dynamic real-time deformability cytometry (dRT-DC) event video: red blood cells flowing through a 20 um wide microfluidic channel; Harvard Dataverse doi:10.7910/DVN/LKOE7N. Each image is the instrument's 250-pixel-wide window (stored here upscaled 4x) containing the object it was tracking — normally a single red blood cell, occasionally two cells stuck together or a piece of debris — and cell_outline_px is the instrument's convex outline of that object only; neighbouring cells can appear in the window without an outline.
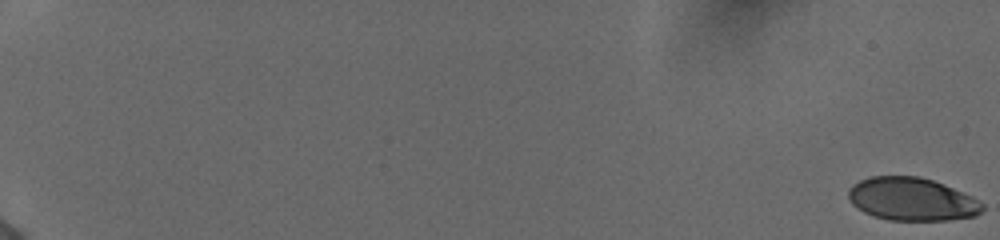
{"species": "human", "species_latin": "Homo sapiens", "temperature_condition": "cold", "stored_images_in_passage": 44, "camera_frame_rate_fps": 3000, "um_per_image_px": 0.085, "donor": {"sex": "female"}, "frame": {"image": 1, "passage_image": 1, "time_ms": 0.0, "image_size_px": [1000, 240], "cell_outline_px": [[984, 208], [976, 216], [948, 220], [888, 220], [872, 216], [856, 208], [848, 200], [848, 188], [852, 184], [868, 176], [920, 176], [944, 184], [972, 196], [984, 204]], "centroid_in_image_um": [77.47, 16.93], "position_along_channel_um": 7.5, "area_um2": 33.93}}
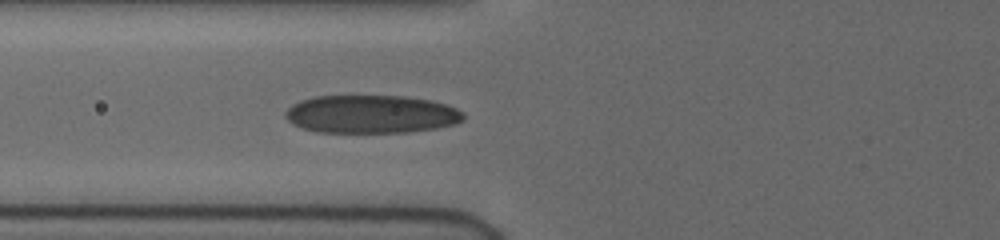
{"frame": {"image": 2, "passage_image": 26, "time_ms": 8.333, "image_size_px": [1000, 240], "cell_outline_px": [[464, 120], [456, 124], [436, 128], [408, 132], [320, 132], [304, 128], [292, 124], [284, 116], [284, 112], [292, 104], [300, 100], [316, 96], [404, 96], [432, 100], [456, 108], [464, 112]], "centroid_in_image_um": [31.56, 9.7], "position_along_channel_um": 94.2, "area_um2": 39.65}}
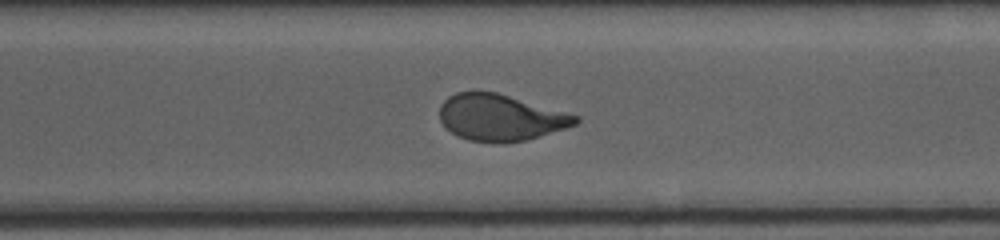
{"frame": {"image": 3, "passage_image": 44, "time_ms": 14.333, "image_size_px": [1000, 240], "cell_outline_px": [[580, 120], [576, 124], [564, 128], [524, 140], [468, 140], [452, 132], [440, 120], [440, 104], [448, 96], [456, 92], [496, 92], [580, 116]], "centroid_in_image_um": [42.53, 9.94], "position_along_channel_um": 328.1, "area_um2": 35.55}}